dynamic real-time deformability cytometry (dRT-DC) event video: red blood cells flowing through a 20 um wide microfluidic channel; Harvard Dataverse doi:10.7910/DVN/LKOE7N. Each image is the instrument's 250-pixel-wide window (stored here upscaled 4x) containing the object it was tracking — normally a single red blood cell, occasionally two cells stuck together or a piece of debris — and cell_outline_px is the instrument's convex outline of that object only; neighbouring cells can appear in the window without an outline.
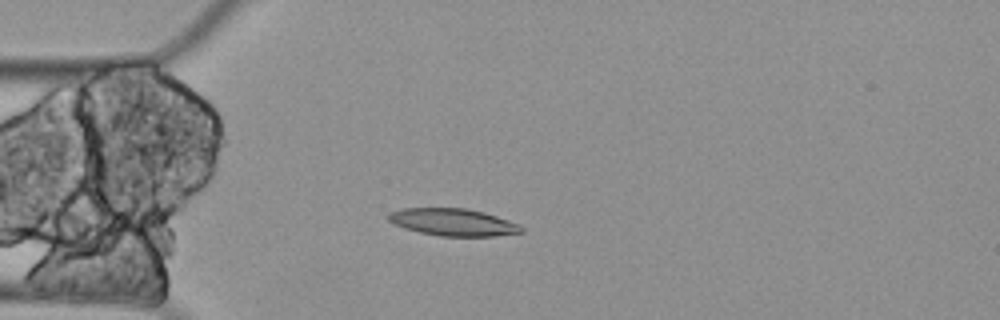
{"species": "Egyptian fruit bat (a non-hibernating species)", "species_latin": "Rousettus aegyptiacus", "temperature_condition": "cold", "stored_images_in_passage": 3, "camera_frame_rate_fps": 3000, "um_per_image_px": 0.085, "animal": {"sex": "female"}, "frame": {"image": 1, "passage_image": 3, "time_ms": 0.667, "image_size_px": [1000, 320], "cell_outline_px": [[524, 232], [492, 236], [440, 236], [420, 232], [404, 228], [388, 220], [384, 216], [388, 212], [400, 208], [464, 208], [484, 212], [520, 224], [524, 228]], "centroid_in_image_um": [38.48, 18.88], "position_along_channel_um": 46.5, "area_um2": 21.21}}